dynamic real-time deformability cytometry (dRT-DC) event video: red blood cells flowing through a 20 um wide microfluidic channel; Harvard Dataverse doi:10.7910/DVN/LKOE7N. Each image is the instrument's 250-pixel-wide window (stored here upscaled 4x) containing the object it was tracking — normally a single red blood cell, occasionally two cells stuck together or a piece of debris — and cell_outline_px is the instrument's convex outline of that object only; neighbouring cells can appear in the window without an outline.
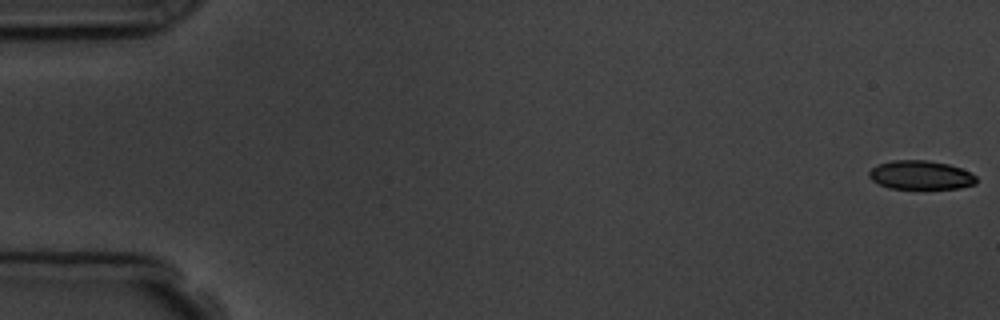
{"species": "common noctule bat (a hibernating species)", "species_latin": "Nyctalus noctula", "temperature_condition": "room temperature", "stored_images_in_passage": 5, "camera_frame_rate_fps": 3000, "um_per_image_px": 0.085, "animal": {"sex": "male", "body_mass_g": 19.5, "forearm_length_mm": 54.6}, "frame": {"image": 1, "passage_image": 1, "time_ms": 0.0, "image_size_px": [1000, 320], "cell_outline_px": [[976, 184], [960, 188], [888, 188], [872, 180], [868, 176], [868, 172], [872, 168], [880, 164], [892, 160], [928, 160], [948, 164], [960, 168], [976, 176]], "centroid_in_image_um": [78.25, 14.88], "position_along_channel_um": 6.8, "area_um2": 17.86}}
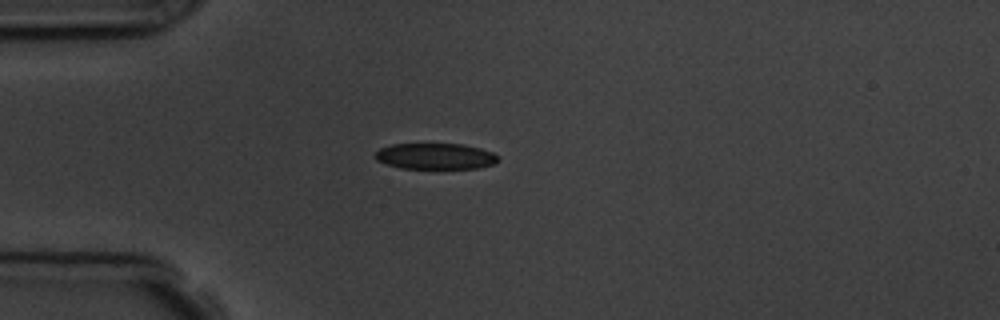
{"frame": {"image": 2, "passage_image": 5, "time_ms": 4.667, "image_size_px": [1000, 320], "cell_outline_px": [[500, 156], [492, 164], [476, 168], [400, 168], [376, 160], [376, 152], [380, 148], [392, 144], [464, 144], [480, 148], [492, 152]], "centroid_in_image_um": [37.01, 13.27], "position_along_channel_um": 48.0, "area_um2": 18.44}}